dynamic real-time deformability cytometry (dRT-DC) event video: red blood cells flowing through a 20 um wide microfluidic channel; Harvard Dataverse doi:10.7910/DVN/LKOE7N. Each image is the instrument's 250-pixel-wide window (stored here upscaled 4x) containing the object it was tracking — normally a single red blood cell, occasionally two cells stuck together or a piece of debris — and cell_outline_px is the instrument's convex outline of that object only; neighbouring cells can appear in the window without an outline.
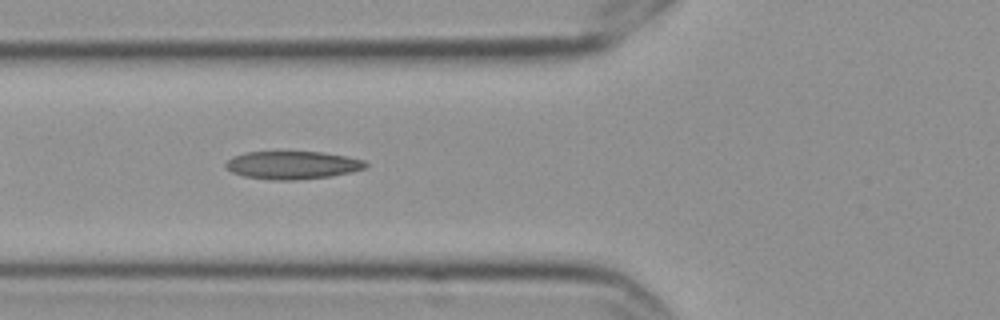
{"species": "Egyptian fruit bat (a non-hibernating species)", "species_latin": "Rousettus aegyptiacus", "temperature_condition": "cold", "stored_images_in_passage": 9, "camera_frame_rate_fps": 3000, "um_per_image_px": 0.085, "frame": {"image": 1, "passage_image": 6, "time_ms": 1.667, "image_size_px": [1000, 320], "cell_outline_px": [[368, 168], [352, 172], [332, 176], [296, 180], [276, 180], [244, 176], [232, 172], [224, 164], [232, 156], [244, 152], [324, 152], [348, 156], [364, 160], [368, 164]], "centroid_in_image_um": [24.91, 14.03], "position_along_channel_um": 100.9, "area_um2": 22.95}}
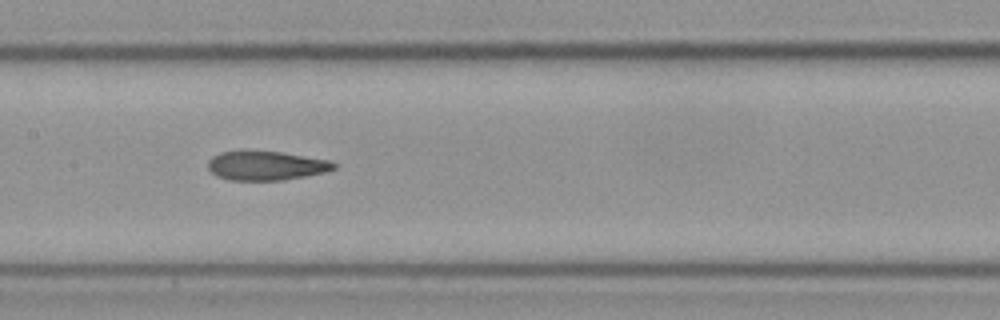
{"frame": {"image": 2, "passage_image": 8, "time_ms": 2.333, "image_size_px": [1000, 320], "cell_outline_px": [[336, 168], [324, 172], [284, 180], [228, 180], [216, 176], [208, 168], [208, 160], [212, 156], [220, 152], [240, 148], [280, 152], [328, 160], [336, 164]], "centroid_in_image_um": [22.52, 14.05], "position_along_channel_um": 184.9, "area_um2": 21.85}}
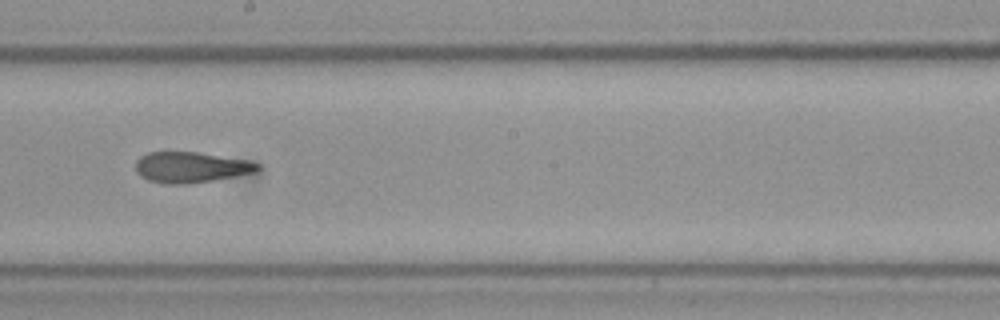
{"frame": {"image": 3, "passage_image": 9, "time_ms": 2.667, "image_size_px": [1000, 320], "cell_outline_px": [[260, 168], [256, 172], [212, 180], [184, 184], [164, 184], [148, 180], [140, 176], [136, 172], [136, 160], [140, 156], [148, 152], [196, 152], [248, 160], [260, 164]], "centroid_in_image_um": [16.2, 14.21], "position_along_channel_um": 232.0, "area_um2": 21.79}}